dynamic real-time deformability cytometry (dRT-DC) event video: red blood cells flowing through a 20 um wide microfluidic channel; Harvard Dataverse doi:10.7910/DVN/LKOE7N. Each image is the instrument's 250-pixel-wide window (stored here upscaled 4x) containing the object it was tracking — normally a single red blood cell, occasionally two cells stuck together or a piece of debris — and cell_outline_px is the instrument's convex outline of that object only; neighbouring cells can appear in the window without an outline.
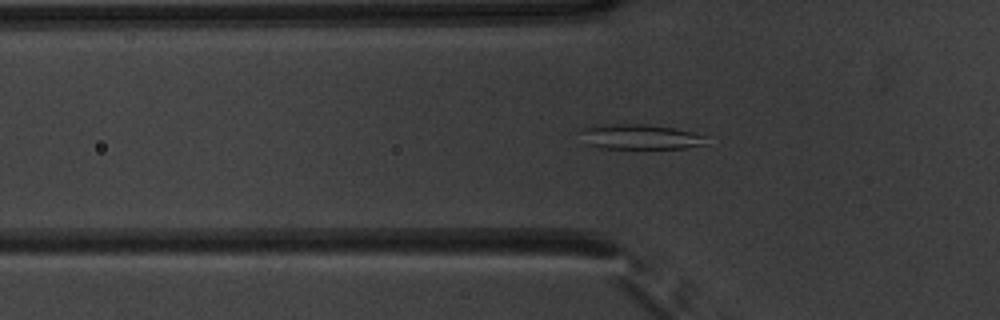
{"species": "common noctule bat (a hibernating species)", "species_latin": "Nyctalus noctula", "temperature_condition": "warm", "stored_images_in_passage": 52, "camera_frame_rate_fps": 3000, "um_per_image_px": 0.085, "animal": {"sex": "male", "body_mass_g": 20.1, "forearm_length_mm": 53.5}, "frame": {"image": 1, "passage_image": 18, "time_ms": 5.667, "image_size_px": [1000, 320], "cell_outline_px": [[708, 136], [704, 144], [684, 148], [600, 148], [584, 144], [580, 132], [580, 128], [596, 124], [648, 124], [672, 128], [692, 132]], "centroid_in_image_um": [54.32, 11.62], "position_along_channel_um": 71.5, "area_um2": 18.55}}
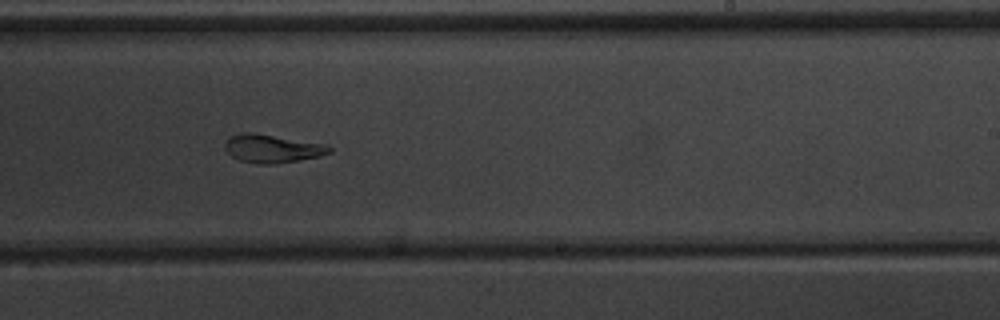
{"frame": {"image": 2, "passage_image": 33, "time_ms": 10.667, "image_size_px": [1000, 320], "cell_outline_px": [[332, 152], [320, 156], [300, 160], [272, 164], [260, 164], [240, 160], [232, 156], [224, 148], [224, 144], [228, 136], [244, 132], [252, 132], [328, 144], [332, 148]], "centroid_in_image_um": [23.15, 12.62], "position_along_channel_um": 265.8, "area_um2": 17.34}}
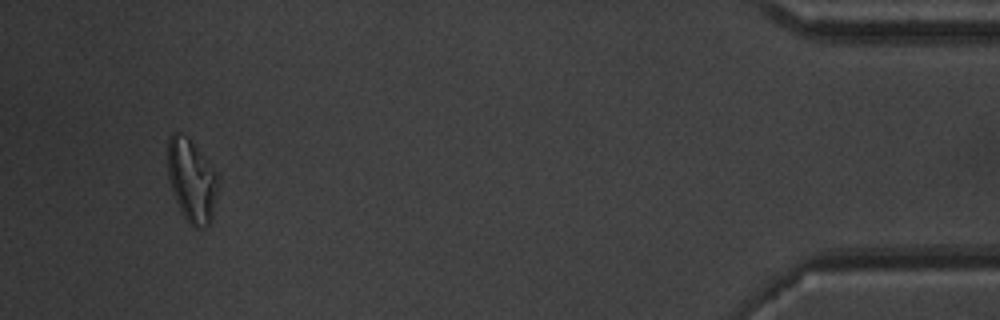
{"frame": {"image": 3, "passage_image": 50, "time_ms": 16.333, "image_size_px": [1000, 320], "cell_outline_px": [[220, 180], [212, 220], [204, 228], [196, 228], [184, 216], [176, 200], [168, 180], [168, 136], [172, 132], [180, 132], [188, 136], [220, 176]], "centroid_in_image_um": [16.32, 15.31], "position_along_channel_um": 418.9, "area_um2": 24.62}, "authors_computed_cell_mechanics": {"area_um2": 20.2011, "velocity_mm_per_s": 3.8851, "shape_relaxation_time_tau1_ms": null, "shape_relaxation_time_tau2_ms": 2.0483, "deformation_change_tau1": null, "deformation_change_tau2": 0.093}}